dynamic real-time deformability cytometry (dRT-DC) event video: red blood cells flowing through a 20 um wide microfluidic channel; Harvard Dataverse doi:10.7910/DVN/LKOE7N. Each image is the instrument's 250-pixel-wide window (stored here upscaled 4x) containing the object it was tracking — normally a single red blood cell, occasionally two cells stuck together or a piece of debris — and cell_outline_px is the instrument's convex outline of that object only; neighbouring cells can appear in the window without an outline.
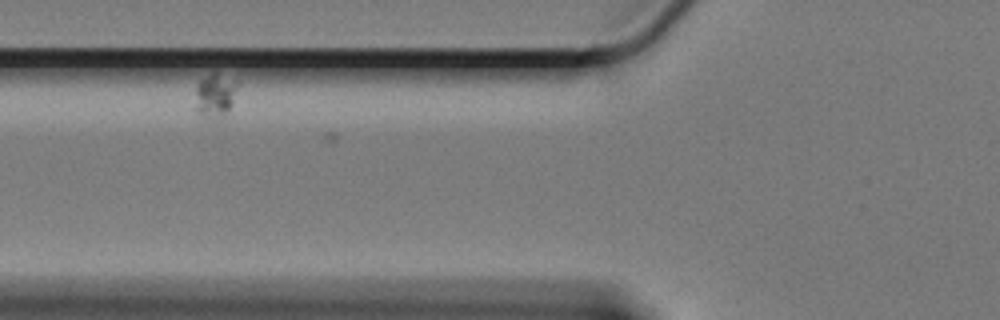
{"species": "Egyptian fruit bat (a non-hibernating species)", "species_latin": "Rousettus aegyptiacus", "temperature_condition": "cold", "stored_images_in_passage": 14, "camera_frame_rate_fps": 3000, "um_per_image_px": 0.085, "animal": {"sex": "female"}, "frame": {"image": 1, "passage_image": 6, "time_ms": 1.667, "image_size_px": [1000, 320], "cell_outline_px": [[240, 84], [232, 104], [228, 112], [220, 116], [212, 116], [200, 112], [192, 108], [196, 84], [200, 80], [212, 72], [216, 72], [240, 80]], "centroid_in_image_um": [18.3, 8.0], "position_along_channel_um": 107.5, "area_um2": 11.1}}
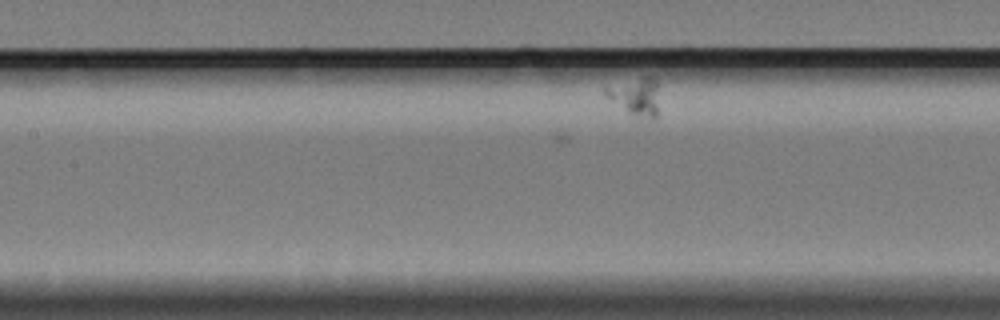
{"frame": {"image": 2, "passage_image": 12, "time_ms": 3.667, "image_size_px": [1000, 320], "cell_outline_px": [[660, 112], [656, 120], [652, 120], [628, 112], [612, 100], [604, 92], [604, 88], [640, 76], [652, 76], [656, 80]], "centroid_in_image_um": [54.13, 8.2], "position_along_channel_um": 153.3, "area_um2": 11.79}}